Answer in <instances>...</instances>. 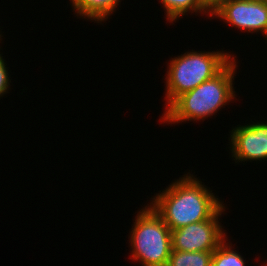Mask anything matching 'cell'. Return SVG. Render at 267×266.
Listing matches in <instances>:
<instances>
[{
    "label": "cell",
    "instance_id": "obj_8",
    "mask_svg": "<svg viewBox=\"0 0 267 266\" xmlns=\"http://www.w3.org/2000/svg\"><path fill=\"white\" fill-rule=\"evenodd\" d=\"M77 15L94 21H104L115 11L120 0H70Z\"/></svg>",
    "mask_w": 267,
    "mask_h": 266
},
{
    "label": "cell",
    "instance_id": "obj_2",
    "mask_svg": "<svg viewBox=\"0 0 267 266\" xmlns=\"http://www.w3.org/2000/svg\"><path fill=\"white\" fill-rule=\"evenodd\" d=\"M236 67L234 58L214 78L179 96L165 110L164 123L204 120L232 101L236 96L233 88Z\"/></svg>",
    "mask_w": 267,
    "mask_h": 266
},
{
    "label": "cell",
    "instance_id": "obj_6",
    "mask_svg": "<svg viewBox=\"0 0 267 266\" xmlns=\"http://www.w3.org/2000/svg\"><path fill=\"white\" fill-rule=\"evenodd\" d=\"M247 32H263L267 38V0H221L212 8V17Z\"/></svg>",
    "mask_w": 267,
    "mask_h": 266
},
{
    "label": "cell",
    "instance_id": "obj_12",
    "mask_svg": "<svg viewBox=\"0 0 267 266\" xmlns=\"http://www.w3.org/2000/svg\"><path fill=\"white\" fill-rule=\"evenodd\" d=\"M6 63L4 62L3 56L0 54V97L7 93L11 81H9L8 70H6Z\"/></svg>",
    "mask_w": 267,
    "mask_h": 266
},
{
    "label": "cell",
    "instance_id": "obj_13",
    "mask_svg": "<svg viewBox=\"0 0 267 266\" xmlns=\"http://www.w3.org/2000/svg\"><path fill=\"white\" fill-rule=\"evenodd\" d=\"M207 5L212 9L214 8L221 0H204Z\"/></svg>",
    "mask_w": 267,
    "mask_h": 266
},
{
    "label": "cell",
    "instance_id": "obj_4",
    "mask_svg": "<svg viewBox=\"0 0 267 266\" xmlns=\"http://www.w3.org/2000/svg\"><path fill=\"white\" fill-rule=\"evenodd\" d=\"M137 215L129 236L131 259L141 261L143 266H166L172 251L170 228L151 206Z\"/></svg>",
    "mask_w": 267,
    "mask_h": 266
},
{
    "label": "cell",
    "instance_id": "obj_10",
    "mask_svg": "<svg viewBox=\"0 0 267 266\" xmlns=\"http://www.w3.org/2000/svg\"><path fill=\"white\" fill-rule=\"evenodd\" d=\"M213 251L172 250L166 266H211Z\"/></svg>",
    "mask_w": 267,
    "mask_h": 266
},
{
    "label": "cell",
    "instance_id": "obj_5",
    "mask_svg": "<svg viewBox=\"0 0 267 266\" xmlns=\"http://www.w3.org/2000/svg\"><path fill=\"white\" fill-rule=\"evenodd\" d=\"M224 208L225 206L211 219L172 230V250L185 252L214 251L226 238L218 220L223 210L225 211Z\"/></svg>",
    "mask_w": 267,
    "mask_h": 266
},
{
    "label": "cell",
    "instance_id": "obj_11",
    "mask_svg": "<svg viewBox=\"0 0 267 266\" xmlns=\"http://www.w3.org/2000/svg\"><path fill=\"white\" fill-rule=\"evenodd\" d=\"M231 248L230 243L224 240L213 251L211 266H245L243 257Z\"/></svg>",
    "mask_w": 267,
    "mask_h": 266
},
{
    "label": "cell",
    "instance_id": "obj_3",
    "mask_svg": "<svg viewBox=\"0 0 267 266\" xmlns=\"http://www.w3.org/2000/svg\"><path fill=\"white\" fill-rule=\"evenodd\" d=\"M230 54L217 52H186L170 61L166 76V98L170 106L179 96L214 78L232 60Z\"/></svg>",
    "mask_w": 267,
    "mask_h": 266
},
{
    "label": "cell",
    "instance_id": "obj_9",
    "mask_svg": "<svg viewBox=\"0 0 267 266\" xmlns=\"http://www.w3.org/2000/svg\"><path fill=\"white\" fill-rule=\"evenodd\" d=\"M161 3L164 5L165 12L167 13L166 17L170 22L177 20V18L189 11L191 13L193 11L195 13L204 12V14L209 12V17L212 16V9L204 0H161Z\"/></svg>",
    "mask_w": 267,
    "mask_h": 266
},
{
    "label": "cell",
    "instance_id": "obj_7",
    "mask_svg": "<svg viewBox=\"0 0 267 266\" xmlns=\"http://www.w3.org/2000/svg\"><path fill=\"white\" fill-rule=\"evenodd\" d=\"M232 157L236 160H261L267 158V123L237 126L231 131Z\"/></svg>",
    "mask_w": 267,
    "mask_h": 266
},
{
    "label": "cell",
    "instance_id": "obj_1",
    "mask_svg": "<svg viewBox=\"0 0 267 266\" xmlns=\"http://www.w3.org/2000/svg\"><path fill=\"white\" fill-rule=\"evenodd\" d=\"M191 176L173 182L150 203L171 231L211 219L223 207L212 191Z\"/></svg>",
    "mask_w": 267,
    "mask_h": 266
}]
</instances>
